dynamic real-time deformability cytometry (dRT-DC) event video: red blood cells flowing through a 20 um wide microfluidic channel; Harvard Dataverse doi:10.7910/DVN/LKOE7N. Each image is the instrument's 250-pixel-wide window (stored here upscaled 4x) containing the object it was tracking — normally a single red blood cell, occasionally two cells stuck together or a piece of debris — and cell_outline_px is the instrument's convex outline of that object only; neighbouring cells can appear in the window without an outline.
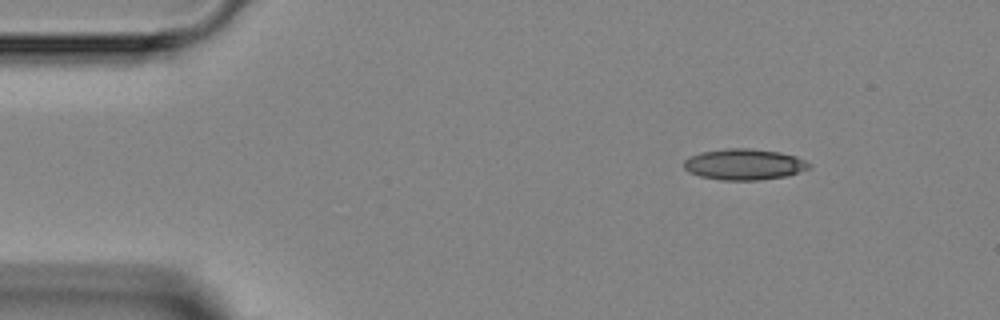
{"species": "Egyptian fruit bat (a non-hibernating species)", "species_latin": "Rousettus aegyptiacus", "temperature_condition": "room temperature", "stored_images_in_passage": 2, "camera_frame_rate_fps": 3000, "um_per_image_px": 0.085, "animal": {"sex": "female"}, "frame": {"image": 1, "passage_image": 2, "time_ms": 1.333, "image_size_px": [1000, 320], "cell_outline_px": [[812, 164], [808, 168], [784, 176], [760, 180], [720, 180], [700, 176], [688, 172], [684, 168], [684, 160], [700, 152], [728, 148], [748, 148], [780, 152], [796, 156]], "centroid_in_image_um": [63.22, 13.97], "position_along_channel_um": 21.8, "area_um2": 22.48}}